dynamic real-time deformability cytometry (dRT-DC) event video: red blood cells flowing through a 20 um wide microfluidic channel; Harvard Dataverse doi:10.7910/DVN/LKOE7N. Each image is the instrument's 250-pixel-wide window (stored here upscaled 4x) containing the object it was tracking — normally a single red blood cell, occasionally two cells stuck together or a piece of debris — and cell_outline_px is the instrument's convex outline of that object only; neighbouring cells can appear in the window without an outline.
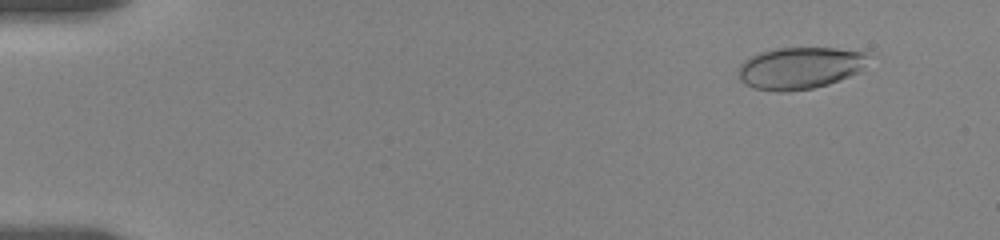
{"species": "human", "species_latin": "Homo sapiens", "temperature_condition": "room temperature", "stored_images_in_passage": 14, "camera_frame_rate_fps": 3000, "um_per_image_px": 0.085, "donor": {"sex": "female"}, "frame": {"image": 1, "passage_image": 5, "time_ms": 1.667, "image_size_px": [1000, 240], "cell_outline_px": [[868, 52], [860, 72], [828, 84], [812, 88], [784, 92], [776, 92], [756, 88], [748, 84], [740, 76], [740, 64], [744, 60], [760, 52], [776, 48], [832, 48]], "centroid_in_image_um": [68.0, 5.77], "position_along_channel_um": 17.0, "area_um2": 31.21}}
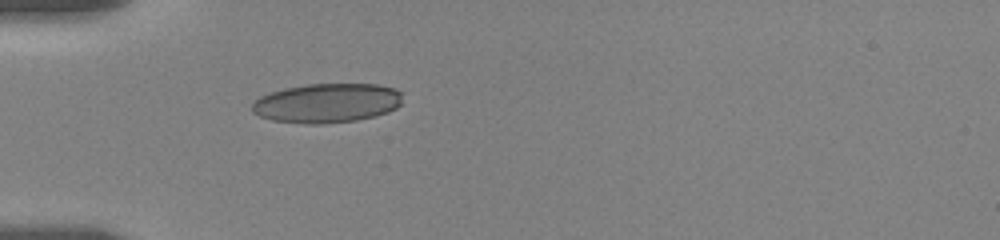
{"frame": {"image": 2, "passage_image": 14, "time_ms": 6.0, "image_size_px": [1000, 240], "cell_outline_px": [[400, 104], [396, 108], [388, 112], [376, 116], [356, 120], [324, 124], [304, 124], [272, 120], [260, 116], [252, 112], [252, 104], [260, 96], [284, 88], [308, 84], [376, 84], [396, 88], [400, 92]], "centroid_in_image_um": [27.79, 8.76], "position_along_channel_um": 57.2, "area_um2": 34.56}}